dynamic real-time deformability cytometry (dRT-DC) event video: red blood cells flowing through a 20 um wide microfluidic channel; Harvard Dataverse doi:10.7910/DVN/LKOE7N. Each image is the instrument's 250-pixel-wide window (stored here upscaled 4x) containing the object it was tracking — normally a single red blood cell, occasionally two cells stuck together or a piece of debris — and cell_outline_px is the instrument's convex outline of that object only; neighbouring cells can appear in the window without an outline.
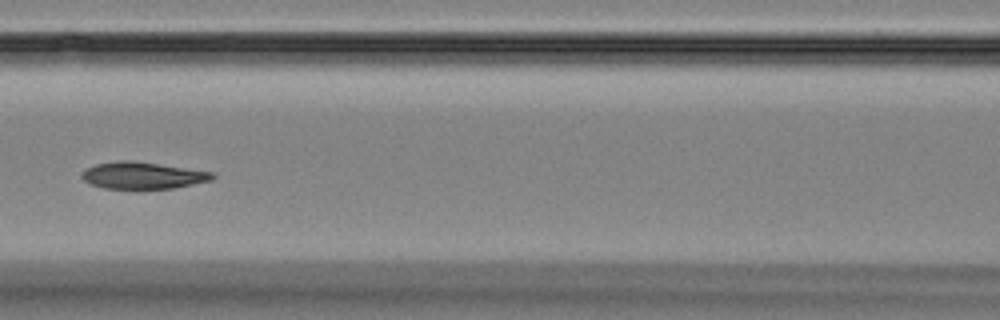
{"species": "Egyptian fruit bat (a non-hibernating species)", "species_latin": "Rousettus aegyptiacus", "temperature_condition": "room temperature", "stored_images_in_passage": 8, "camera_frame_rate_fps": 3000, "um_per_image_px": 0.085, "animal": {"sex": "female"}, "frame": {"image": 1, "passage_image": 8, "time_ms": 8.0, "image_size_px": [1000, 320], "cell_outline_px": [[216, 176], [212, 180], [172, 188], [136, 192], [104, 188], [88, 184], [80, 176], [84, 168], [96, 164], [120, 160], [132, 160], [216, 172]], "centroid_in_image_um": [12.1, 14.95], "position_along_channel_um": 154.5, "area_um2": 21.5}}